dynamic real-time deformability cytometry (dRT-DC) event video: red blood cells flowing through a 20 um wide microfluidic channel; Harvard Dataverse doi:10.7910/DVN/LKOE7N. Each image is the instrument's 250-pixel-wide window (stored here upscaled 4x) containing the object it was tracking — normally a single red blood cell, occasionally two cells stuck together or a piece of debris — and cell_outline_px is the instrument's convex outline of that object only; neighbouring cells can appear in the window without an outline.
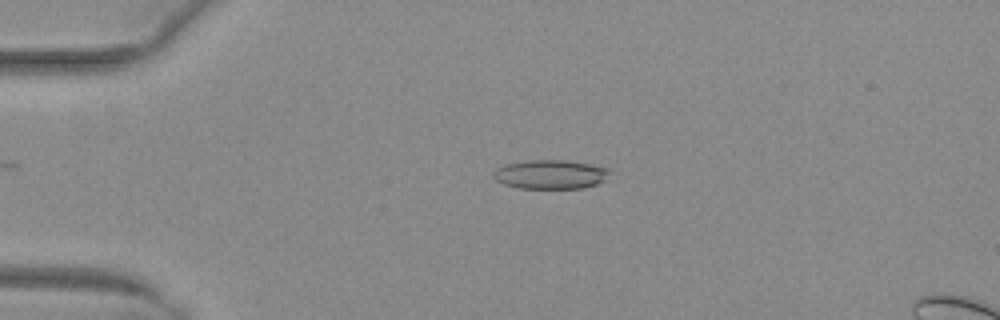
{"species": "common noctule bat (a hibernating species)", "species_latin": "Nyctalus noctula", "temperature_condition": "warm", "stored_images_in_passage": 33, "camera_frame_rate_fps": 3000, "um_per_image_px": 0.085, "animal": {"sex": "female", "body_mass_g": 29.2, "forearm_length_mm": 56.3}, "frame": {"image": 1, "passage_image": 4, "time_ms": 1.0, "image_size_px": [1000, 320], "cell_outline_px": [[612, 168], [604, 180], [596, 184], [584, 188], [520, 188], [504, 184], [496, 180], [492, 176], [492, 172], [496, 168], [504, 164], [524, 160], [568, 160], [592, 164]], "centroid_in_image_um": [46.78, 14.8], "position_along_channel_um": 38.2, "area_um2": 19.94}}
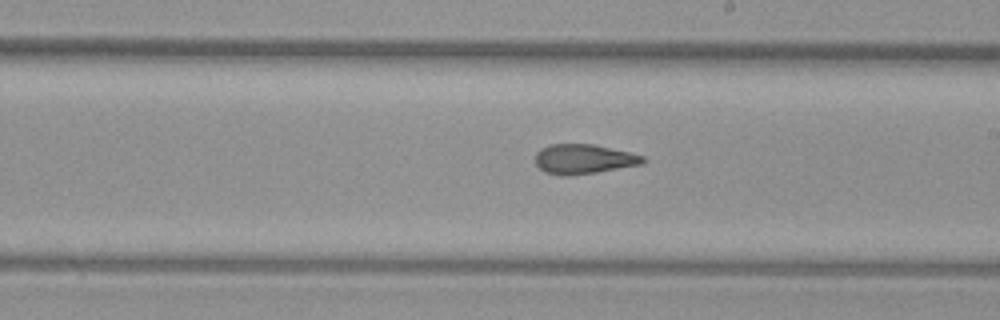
{"frame": {"image": 2, "passage_image": 22, "time_ms": 7.0, "image_size_px": [1000, 320], "cell_outline_px": [[648, 160], [644, 164], [596, 172], [568, 176], [560, 176], [544, 172], [536, 164], [536, 152], [540, 148], [552, 144], [592, 144], [628, 152], [644, 156]], "centroid_in_image_um": [49.61, 13.53], "position_along_channel_um": 239.4, "area_um2": 18.67}}
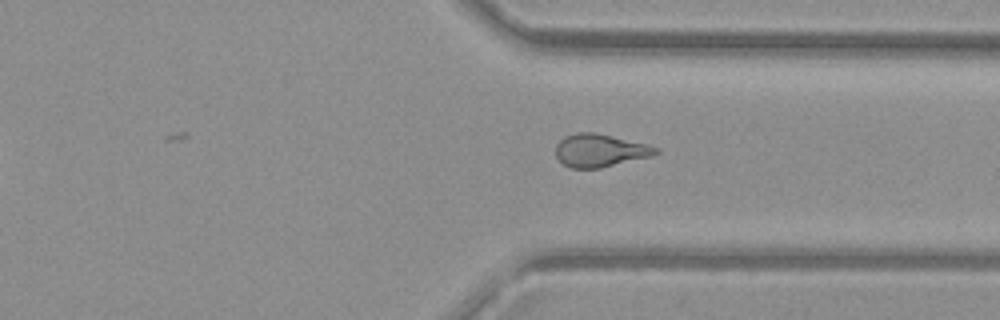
{"frame": {"image": 3, "passage_image": 31, "time_ms": 10.0, "image_size_px": [1000, 320], "cell_outline_px": [[660, 152], [652, 156], [600, 168], [572, 168], [564, 164], [556, 156], [556, 144], [564, 136], [576, 132], [596, 132], [648, 144], [660, 148]], "centroid_in_image_um": [51.02, 12.77], "position_along_channel_um": 360.4, "area_um2": 19.31}, "authors_computed_cell_mechanics": {"area_um2": 18.9006, "velocity_mm_per_s": 4.0387, "shape_relaxation_time_tau1_ms": null, "shape_relaxation_time_tau2_ms": 2.3019, "deformation_change_tau1": null, "deformation_change_tau2": 0.1161}}